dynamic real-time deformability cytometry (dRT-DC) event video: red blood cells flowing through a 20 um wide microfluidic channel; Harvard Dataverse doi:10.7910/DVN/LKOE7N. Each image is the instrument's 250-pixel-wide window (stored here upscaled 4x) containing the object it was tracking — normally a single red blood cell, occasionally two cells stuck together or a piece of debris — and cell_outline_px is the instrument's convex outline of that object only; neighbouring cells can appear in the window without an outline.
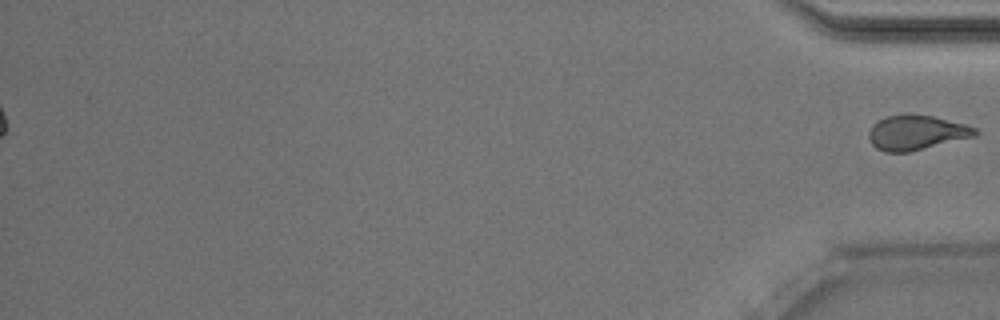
{"species": "Egyptian fruit bat (a non-hibernating species)", "species_latin": "Rousettus aegyptiacus", "temperature_condition": "room temperature", "stored_images_in_passage": 52, "segment_of_instrument_passage": [2, 2], "camera_frame_rate_fps": 3000, "um_per_image_px": 0.085, "animal": {"sex": "male"}, "frame": {"image": 1, "passage_image": 52, "time_ms": 17.0, "image_size_px": [1000, 320], "cell_outline_px": [[980, 132], [976, 136], [908, 152], [884, 152], [876, 148], [872, 144], [868, 136], [868, 132], [872, 124], [888, 116], [904, 112], [908, 112], [932, 116], [964, 124], [976, 128]], "centroid_in_image_um": [77.87, 11.25], "position_along_channel_um": 357.3, "area_um2": 21.73}}